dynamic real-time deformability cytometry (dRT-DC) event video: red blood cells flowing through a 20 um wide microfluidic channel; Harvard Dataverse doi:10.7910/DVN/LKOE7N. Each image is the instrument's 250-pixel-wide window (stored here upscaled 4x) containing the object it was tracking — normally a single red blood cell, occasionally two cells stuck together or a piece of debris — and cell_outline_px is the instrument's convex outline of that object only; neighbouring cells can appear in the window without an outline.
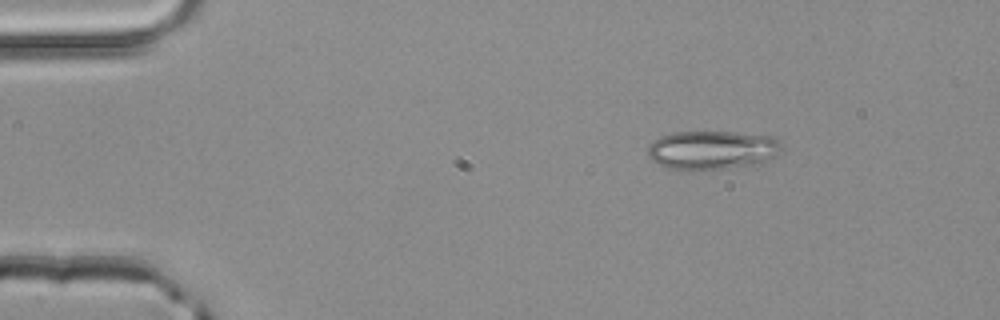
{"species": "common noctule bat (a hibernating species)", "species_latin": "Nyctalus noctula", "temperature_condition": "room temperature", "stored_images_in_passage": 3, "camera_frame_rate_fps": 3000, "um_per_image_px": 0.085, "animal": {"sex": "male", "body_mass_g": 20.4}, "frame": {"image": 1, "passage_image": 1, "time_ms": 0.0, "image_size_px": [1000, 320], "cell_outline_px": [[780, 148], [776, 156], [756, 164], [728, 168], [688, 172], [668, 168], [652, 160], [648, 156], [648, 144], [652, 140], [660, 136], [672, 132], [736, 132], [772, 136], [780, 144]], "centroid_in_image_um": [60.46, 12.77], "position_along_channel_um": 24.5, "area_um2": 30.63}}